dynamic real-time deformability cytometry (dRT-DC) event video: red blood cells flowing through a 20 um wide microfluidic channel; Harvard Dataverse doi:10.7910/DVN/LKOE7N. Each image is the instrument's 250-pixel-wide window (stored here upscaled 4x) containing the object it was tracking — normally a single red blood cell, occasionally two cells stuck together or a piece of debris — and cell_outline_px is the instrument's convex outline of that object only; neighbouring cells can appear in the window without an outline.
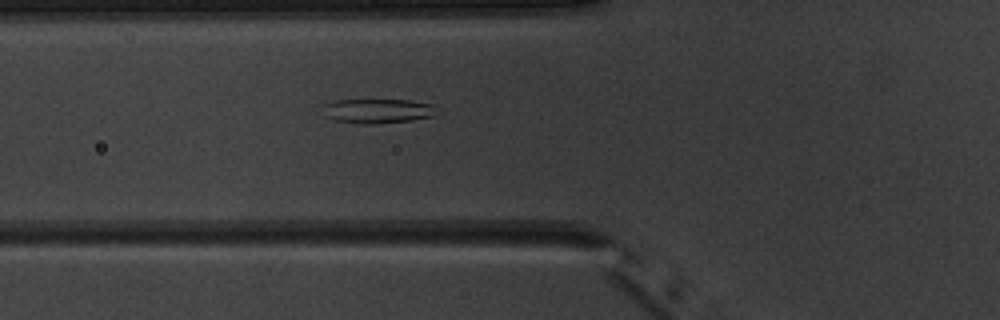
{"species": "common noctule bat (a hibernating species)", "species_latin": "Nyctalus noctula", "temperature_condition": "warm", "stored_images_in_passage": 5, "camera_frame_rate_fps": 3000, "um_per_image_px": 0.085, "animal": {"sex": "male", "body_mass_g": 20.1, "forearm_length_mm": 53.5}, "frame": {"image": 1, "passage_image": 5, "time_ms": 4.667, "image_size_px": [1000, 320], "cell_outline_px": [[436, 104], [432, 116], [412, 120], [372, 124], [364, 124], [336, 120], [324, 116], [324, 104], [336, 100], [408, 100]], "centroid_in_image_um": [32.09, 9.42], "position_along_channel_um": 93.7, "area_um2": 16.07}}